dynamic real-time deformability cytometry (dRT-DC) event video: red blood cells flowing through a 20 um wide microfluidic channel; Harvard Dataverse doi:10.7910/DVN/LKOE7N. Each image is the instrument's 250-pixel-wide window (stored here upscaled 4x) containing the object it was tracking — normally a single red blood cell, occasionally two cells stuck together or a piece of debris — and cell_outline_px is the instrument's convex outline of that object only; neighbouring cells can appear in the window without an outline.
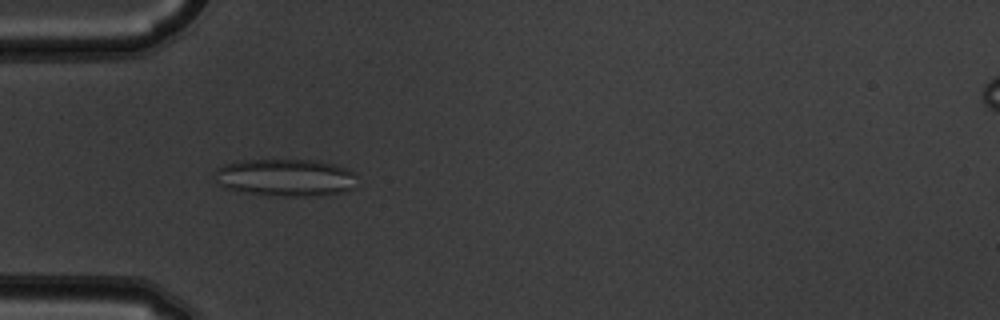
{"species": "common noctule bat (a hibernating species)", "species_latin": "Nyctalus noctula", "temperature_condition": "warm", "stored_images_in_passage": 5, "camera_frame_rate_fps": 3000, "um_per_image_px": 0.085, "animal": {"sex": "male", "body_mass_g": 19.5, "forearm_length_mm": 54.6}, "frame": {"image": 1, "passage_image": 4, "time_ms": 1.0, "image_size_px": [1000, 320], "cell_outline_px": [[356, 188], [344, 192], [320, 196], [284, 196], [236, 192], [224, 188], [216, 184], [216, 168], [224, 164], [240, 160], [320, 160], [344, 168], [352, 172]], "centroid_in_image_um": [24.22, 15.11], "position_along_channel_um": 60.8, "area_um2": 31.33}}
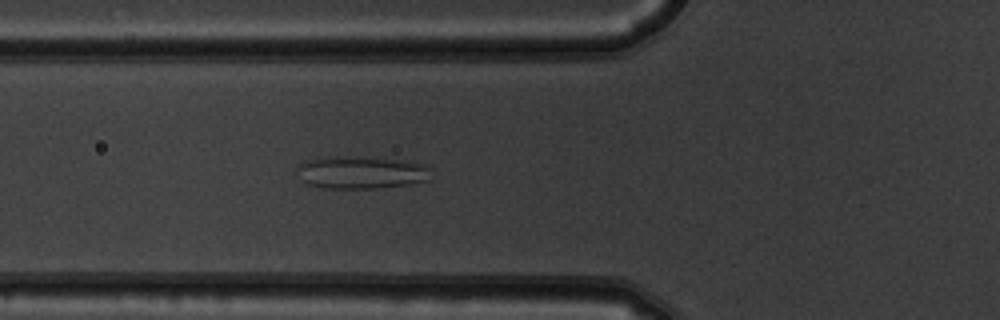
{"frame": {"image": 2, "passage_image": 5, "time_ms": 1.333, "image_size_px": [1000, 320], "cell_outline_px": [[432, 168], [428, 180], [408, 184], [380, 188], [324, 188], [304, 184], [300, 180], [296, 168], [304, 160], [332, 156], [360, 156], [396, 160], [424, 164]], "centroid_in_image_um": [30.64, 14.65], "position_along_channel_um": 95.2, "area_um2": 25.72}}